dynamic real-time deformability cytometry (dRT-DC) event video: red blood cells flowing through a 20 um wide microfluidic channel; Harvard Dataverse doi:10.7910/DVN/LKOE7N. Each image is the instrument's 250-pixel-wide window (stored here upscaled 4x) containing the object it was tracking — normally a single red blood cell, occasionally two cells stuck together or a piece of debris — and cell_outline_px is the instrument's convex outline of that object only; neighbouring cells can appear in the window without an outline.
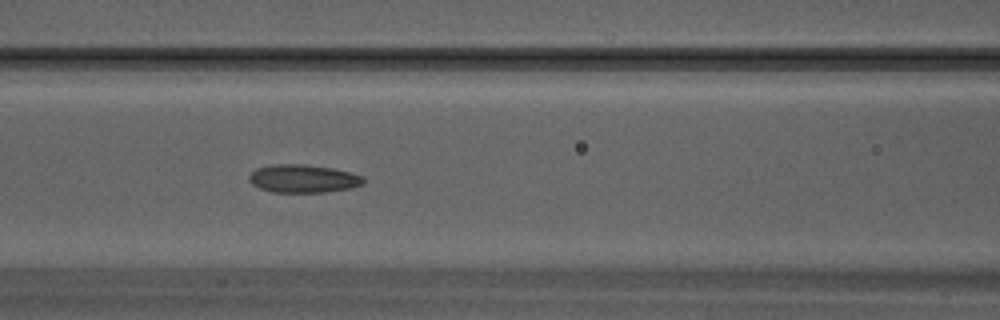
{"species": "Egyptian fruit bat (a non-hibernating species)", "species_latin": "Rousettus aegyptiacus", "temperature_condition": "warm", "stored_images_in_passage": 6, "camera_frame_rate_fps": 3000, "um_per_image_px": 0.085, "animal": {"sex": "male"}, "frame": {"image": 1, "passage_image": 6, "time_ms": 1.667, "image_size_px": [1000, 320], "cell_outline_px": [[364, 184], [352, 188], [324, 192], [272, 192], [260, 188], [252, 184], [248, 180], [248, 176], [256, 168], [276, 164], [304, 164], [332, 168], [364, 176]], "centroid_in_image_um": [25.77, 15.18], "position_along_channel_um": 140.8, "area_um2": 18.73}}